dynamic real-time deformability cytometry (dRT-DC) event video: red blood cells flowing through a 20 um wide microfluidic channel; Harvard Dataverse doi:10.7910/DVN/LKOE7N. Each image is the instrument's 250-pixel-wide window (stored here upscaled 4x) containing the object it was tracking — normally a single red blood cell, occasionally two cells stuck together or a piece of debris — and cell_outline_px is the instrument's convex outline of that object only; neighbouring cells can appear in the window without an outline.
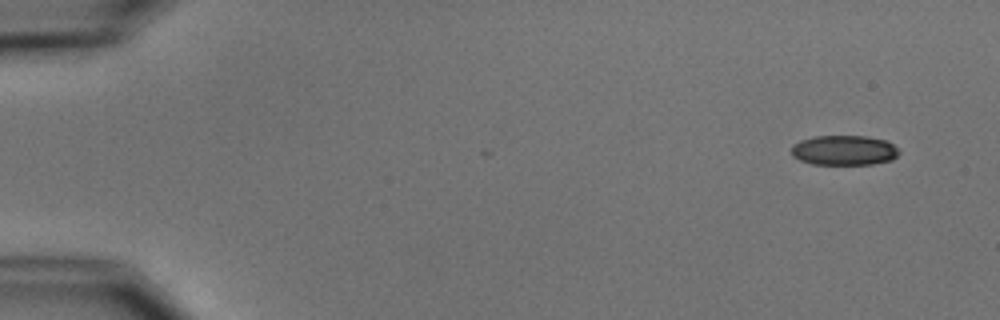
{"species": "common noctule bat (a hibernating species)", "species_latin": "Nyctalus noctula", "temperature_condition": "cold", "stored_images_in_passage": 10, "camera_frame_rate_fps": 3000, "um_per_image_px": 0.085, "animal": {"sex": "male", "body_mass_g": 15.6}, "frame": {"image": 1, "passage_image": 1, "time_ms": 0.0, "image_size_px": [1000, 320], "cell_outline_px": [[900, 152], [892, 160], [872, 164], [812, 164], [800, 160], [792, 156], [792, 144], [800, 140], [812, 136], [864, 136], [884, 140], [892, 144]], "centroid_in_image_um": [71.71, 12.77], "position_along_channel_um": 13.3, "area_um2": 18.73}}
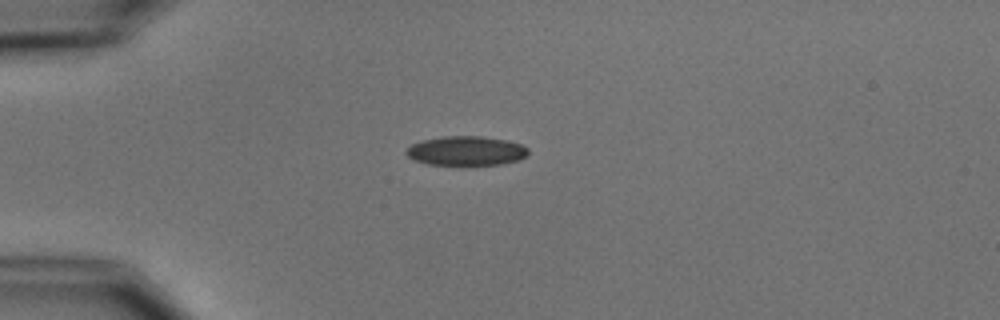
{"frame": {"image": 2, "passage_image": 4, "time_ms": 3.667, "image_size_px": [1000, 320], "cell_outline_px": [[528, 156], [520, 160], [500, 164], [428, 164], [416, 160], [408, 156], [404, 152], [412, 144], [424, 140], [440, 136], [480, 136], [508, 140], [520, 144], [528, 148]], "centroid_in_image_um": [39.66, 12.81], "position_along_channel_um": 45.3, "area_um2": 20.69}}
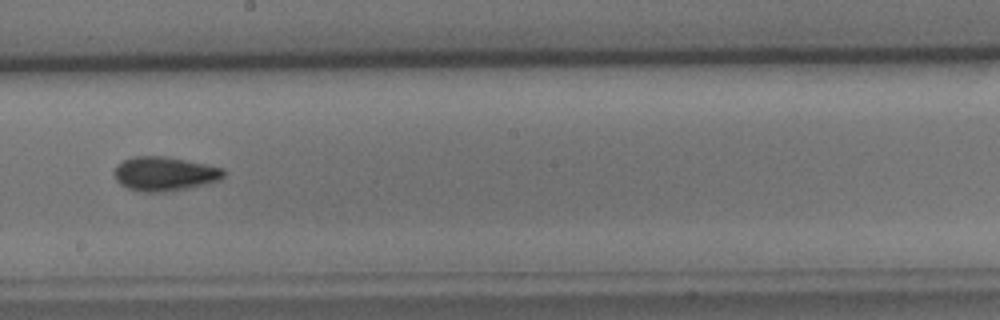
{"frame": {"image": 3, "passage_image": 9, "time_ms": 9.333, "image_size_px": [1000, 320], "cell_outline_px": [[228, 172], [220, 180], [208, 184], [188, 188], [164, 192], [140, 192], [128, 188], [120, 184], [116, 180], [112, 172], [116, 164], [132, 156], [164, 156], [224, 168]], "centroid_in_image_um": [13.98, 14.78], "position_along_channel_um": 234.2, "area_um2": 22.08}}